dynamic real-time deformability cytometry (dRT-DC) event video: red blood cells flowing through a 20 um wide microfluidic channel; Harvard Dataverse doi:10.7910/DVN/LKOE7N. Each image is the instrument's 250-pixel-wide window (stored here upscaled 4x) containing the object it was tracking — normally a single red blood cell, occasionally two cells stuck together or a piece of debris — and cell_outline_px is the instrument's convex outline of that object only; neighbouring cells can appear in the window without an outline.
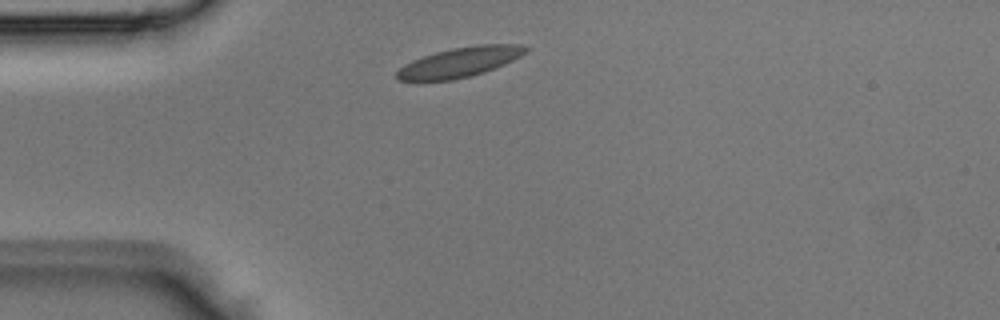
{"species": "Egyptian fruit bat (a non-hibernating species)", "species_latin": "Rousettus aegyptiacus", "temperature_condition": "room temperature", "stored_images_in_passage": 1, "camera_frame_rate_fps": 3000, "um_per_image_px": 0.085, "animal": {"sex": "male"}, "frame": {"image": 1, "passage_image": 1, "time_ms": 0.0, "image_size_px": [1000, 320], "cell_outline_px": [[528, 52], [504, 64], [484, 72], [452, 80], [396, 80], [396, 72], [404, 64], [412, 60], [436, 52], [452, 48], [476, 44], [524, 44], [528, 48]], "centroid_in_image_um": [39.1, 5.27], "position_along_channel_um": 45.9, "area_um2": 22.25}}